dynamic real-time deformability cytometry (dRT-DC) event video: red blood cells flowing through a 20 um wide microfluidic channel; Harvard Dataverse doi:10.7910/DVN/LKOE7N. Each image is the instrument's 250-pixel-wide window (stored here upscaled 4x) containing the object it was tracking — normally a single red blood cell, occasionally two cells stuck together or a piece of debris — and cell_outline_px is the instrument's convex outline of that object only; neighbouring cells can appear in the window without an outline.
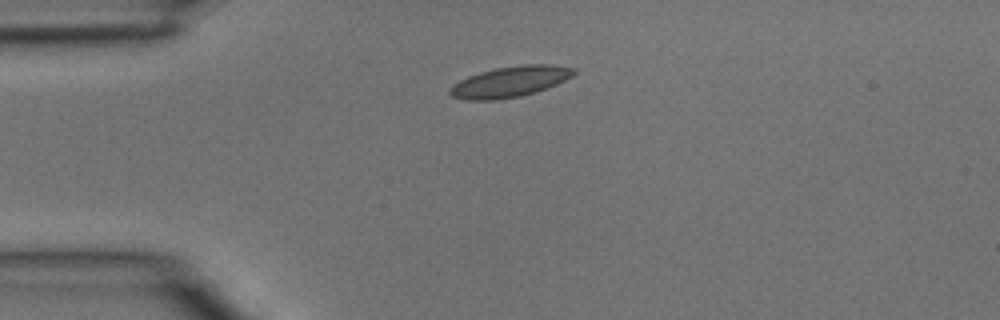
{"species": "common noctule bat (a hibernating species)", "species_latin": "Nyctalus noctula", "temperature_condition": "room temperature", "stored_images_in_passage": 1, "camera_frame_rate_fps": 3000, "um_per_image_px": 0.085, "animal": {"sex": "male", "body_mass_g": 15.6}, "frame": {"image": 1, "passage_image": 1, "time_ms": 0.0, "image_size_px": [1000, 320], "cell_outline_px": [[576, 72], [572, 76], [556, 84], [536, 92], [520, 96], [496, 100], [468, 100], [452, 96], [448, 92], [452, 84], [468, 76], [480, 72], [496, 68], [520, 64], [552, 64], [576, 68]], "centroid_in_image_um": [43.36, 6.93], "position_along_channel_um": 41.6, "area_um2": 22.25}}